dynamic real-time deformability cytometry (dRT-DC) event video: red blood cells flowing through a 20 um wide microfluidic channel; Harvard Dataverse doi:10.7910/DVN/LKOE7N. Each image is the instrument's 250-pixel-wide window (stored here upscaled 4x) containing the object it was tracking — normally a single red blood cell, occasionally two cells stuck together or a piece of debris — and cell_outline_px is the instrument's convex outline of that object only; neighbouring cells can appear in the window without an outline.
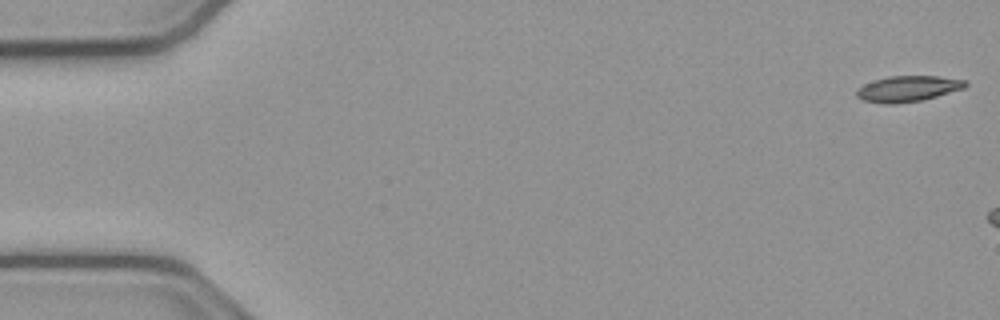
{"species": "common noctule bat (a hibernating species)", "species_latin": "Nyctalus noctula", "temperature_condition": "cold", "stored_images_in_passage": 10, "camera_frame_rate_fps": 3000, "um_per_image_px": 0.085, "animal": {"sex": "male", "body_mass_g": 23.1, "forearm_length_mm": 52.7}, "frame": {"image": 1, "passage_image": 1, "time_ms": 0.0, "image_size_px": [1000, 320], "cell_outline_px": [[968, 84], [964, 88], [936, 96], [920, 100], [892, 104], [888, 104], [864, 100], [856, 96], [856, 92], [864, 84], [888, 76], [940, 76], [968, 80]], "centroid_in_image_um": [77.21, 7.52], "position_along_channel_um": 7.8, "area_um2": 16.13}}